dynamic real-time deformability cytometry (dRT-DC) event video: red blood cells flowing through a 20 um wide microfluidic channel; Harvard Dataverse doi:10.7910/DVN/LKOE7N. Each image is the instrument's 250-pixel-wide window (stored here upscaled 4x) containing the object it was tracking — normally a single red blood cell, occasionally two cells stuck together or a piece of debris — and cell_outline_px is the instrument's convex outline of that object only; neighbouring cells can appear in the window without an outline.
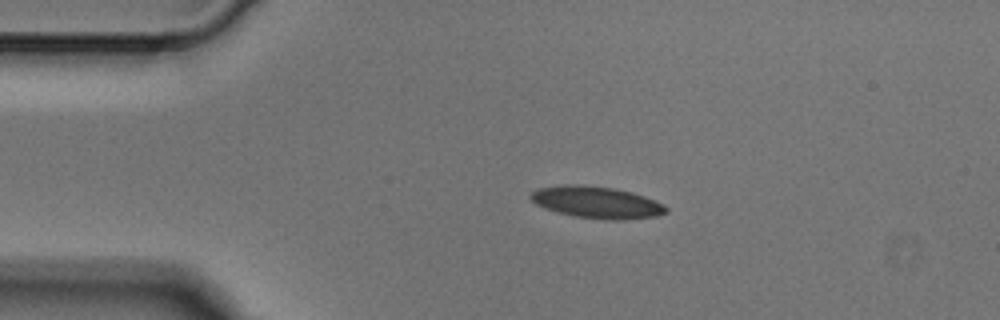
{"species": "Egyptian fruit bat (a non-hibernating species)", "species_latin": "Rousettus aegyptiacus", "temperature_condition": "cold", "stored_images_in_passage": 3, "camera_frame_rate_fps": 3000, "um_per_image_px": 0.085, "animal": {"sex": "male"}, "frame": {"image": 1, "passage_image": 2, "time_ms": 0.333, "image_size_px": [1000, 320], "cell_outline_px": [[668, 212], [656, 216], [624, 220], [604, 220], [576, 216], [556, 212], [544, 208], [536, 204], [528, 196], [536, 188], [560, 184], [584, 184], [612, 188], [632, 192], [644, 196], [664, 204], [668, 208]], "centroid_in_image_um": [50.7, 17.19], "position_along_channel_um": 34.3, "area_um2": 25.43}}